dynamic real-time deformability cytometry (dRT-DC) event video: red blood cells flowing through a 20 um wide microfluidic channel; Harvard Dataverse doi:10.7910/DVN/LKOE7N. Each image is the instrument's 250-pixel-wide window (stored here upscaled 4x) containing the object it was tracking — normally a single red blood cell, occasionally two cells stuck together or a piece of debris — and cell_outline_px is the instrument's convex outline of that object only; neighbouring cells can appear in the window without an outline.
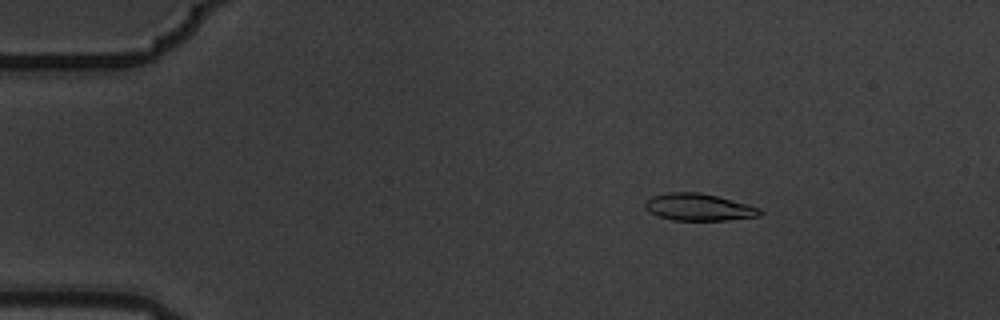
{"species": "common noctule bat (a hibernating species)", "species_latin": "Nyctalus noctula", "temperature_condition": "warm", "stored_images_in_passage": 6, "camera_frame_rate_fps": 3000, "um_per_image_px": 0.085, "animal": {"sex": "male", "body_mass_g": 19.5, "forearm_length_mm": 54.6}, "frame": {"image": 1, "passage_image": 3, "time_ms": 0.667, "image_size_px": [1000, 320], "cell_outline_px": [[764, 212], [760, 216], [728, 220], [672, 220], [656, 216], [648, 212], [644, 208], [644, 204], [652, 196], [668, 192], [696, 192], [716, 196], [748, 204], [760, 208]], "centroid_in_image_um": [59.38, 17.62], "position_along_channel_um": 25.6, "area_um2": 18.21}}
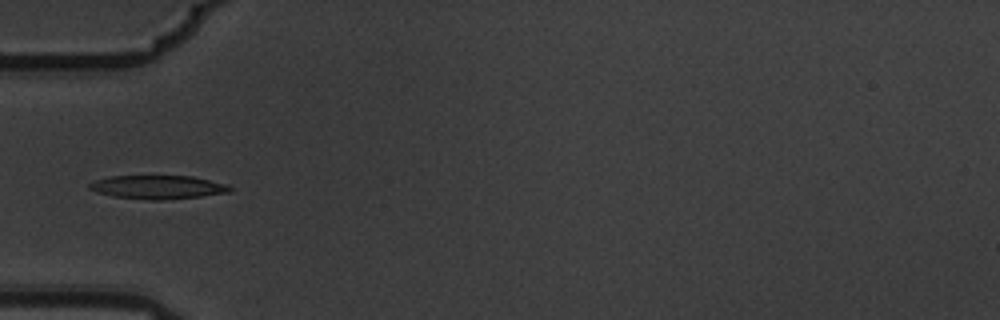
{"frame": {"image": 2, "passage_image": 6, "time_ms": 1.667, "image_size_px": [1000, 320], "cell_outline_px": [[232, 192], [200, 196], [160, 200], [148, 200], [112, 196], [96, 192], [88, 188], [88, 184], [96, 180], [112, 176], [192, 176], [228, 184], [232, 188]], "centroid_in_image_um": [13.43, 15.91], "position_along_channel_um": 71.6, "area_um2": 19.31}}